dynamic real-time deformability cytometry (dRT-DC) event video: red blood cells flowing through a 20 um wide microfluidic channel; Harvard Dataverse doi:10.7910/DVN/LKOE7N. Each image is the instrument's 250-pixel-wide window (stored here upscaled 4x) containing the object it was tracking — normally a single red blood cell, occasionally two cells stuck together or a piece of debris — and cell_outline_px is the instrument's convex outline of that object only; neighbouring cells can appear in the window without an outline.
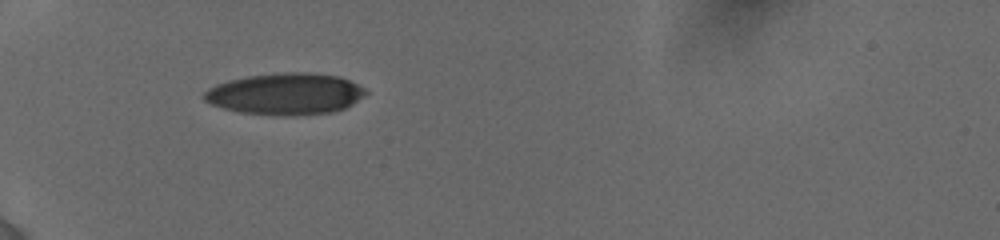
{"species": "human", "species_latin": "Homo sapiens", "temperature_condition": "cold", "stored_images_in_passage": 28, "camera_frame_rate_fps": 3000, "um_per_image_px": 0.085, "donor": {"sex": "female"}, "frame": {"image": 1, "passage_image": 1, "time_ms": 0.0, "image_size_px": [1000, 240], "cell_outline_px": [[368, 92], [364, 96], [352, 104], [344, 108], [332, 112], [296, 116], [284, 116], [240, 112], [224, 108], [212, 104], [204, 100], [204, 92], [208, 88], [216, 84], [248, 76], [280, 72], [308, 72], [340, 76], [364, 88]], "centroid_in_image_um": [24.28, 7.98], "position_along_channel_um": 60.7, "area_um2": 39.13}}
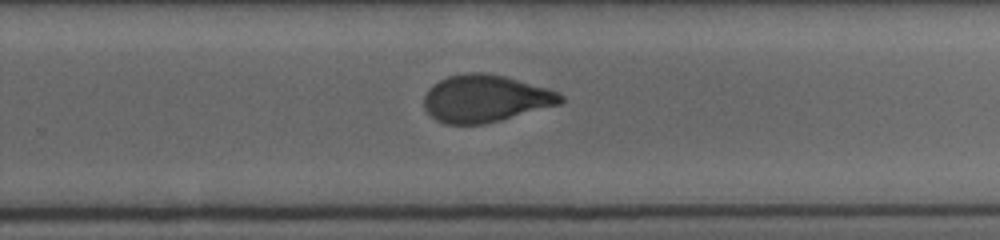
{"frame": {"image": 2, "passage_image": 15, "time_ms": 6.333, "image_size_px": [1000, 240], "cell_outline_px": [[564, 100], [560, 104], [500, 120], [484, 124], [448, 124], [436, 120], [424, 108], [424, 96], [428, 88], [432, 84], [448, 76], [468, 72], [484, 72], [504, 76], [548, 88], [560, 92], [564, 96]], "centroid_in_image_um": [41.25, 8.36], "position_along_channel_um": 288.5, "area_um2": 37.63}}
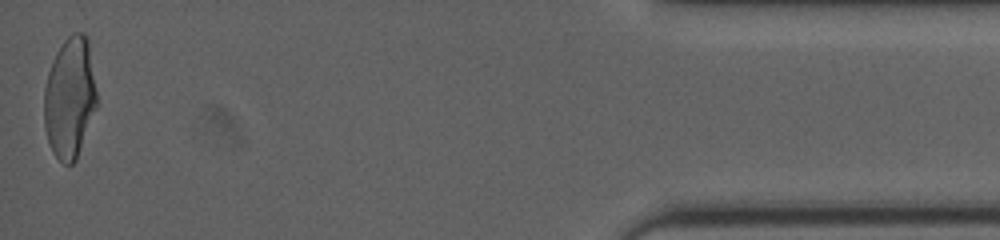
{"frame": {"image": 3, "passage_image": 28, "time_ms": 11.667, "image_size_px": [1000, 240], "cell_outline_px": [[96, 108], [76, 160], [72, 164], [64, 164], [52, 152], [44, 128], [44, 88], [48, 72], [52, 60], [56, 52], [64, 40], [72, 32], [84, 32], [88, 36], [96, 92]], "centroid_in_image_um": [5.92, 8.28], "position_along_channel_um": 429.3, "area_um2": 37.28}, "authors_computed_cell_mechanics": {"area_um2": 38.6104, "velocity_mm_per_s": 3.8802, "shape_relaxation_time_tau1_ms": 8.7934, "shape_relaxation_time_tau2_ms": 1.4789, "deformation_change_tau1": 0.245, "deformation_change_tau2": 0.0728}}